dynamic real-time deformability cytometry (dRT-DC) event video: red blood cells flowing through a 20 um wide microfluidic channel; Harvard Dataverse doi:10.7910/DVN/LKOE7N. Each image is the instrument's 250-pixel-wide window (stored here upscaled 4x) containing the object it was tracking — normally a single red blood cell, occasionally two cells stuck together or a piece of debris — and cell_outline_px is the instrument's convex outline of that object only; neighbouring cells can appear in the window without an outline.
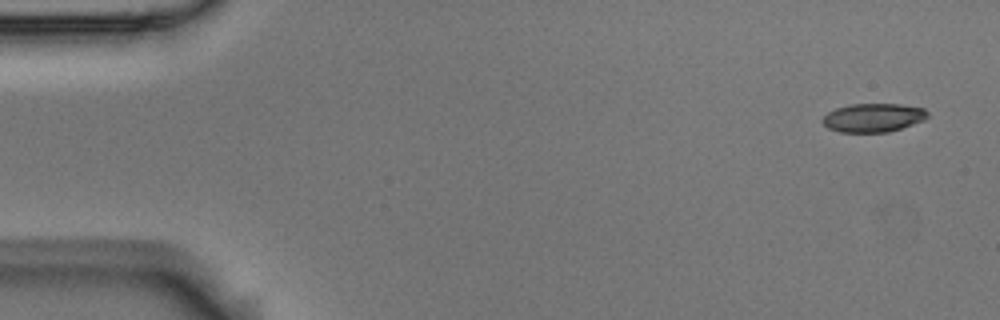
{"species": "Egyptian fruit bat (a non-hibernating species)", "species_latin": "Rousettus aegyptiacus", "temperature_condition": "room temperature", "stored_images_in_passage": 4, "camera_frame_rate_fps": 3000, "um_per_image_px": 0.085, "animal": {"sex": "male"}, "frame": {"image": 1, "passage_image": 1, "time_ms": 0.0, "image_size_px": [1000, 320], "cell_outline_px": [[928, 116], [924, 120], [888, 132], [840, 132], [828, 128], [820, 120], [828, 112], [836, 108], [848, 104], [900, 104], [924, 108], [928, 112]], "centroid_in_image_um": [74.2, 9.99], "position_along_channel_um": 10.8, "area_um2": 17.51}}
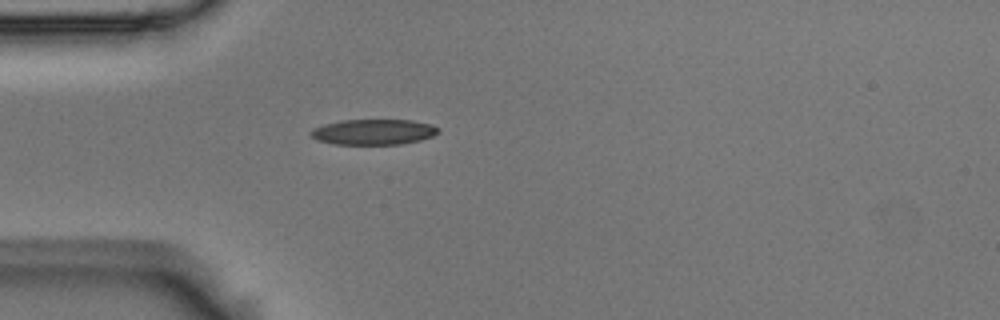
{"frame": {"image": 2, "passage_image": 4, "time_ms": 1.0, "image_size_px": [1000, 320], "cell_outline_px": [[440, 132], [432, 136], [420, 140], [400, 144], [332, 144], [316, 140], [308, 132], [312, 128], [324, 124], [344, 120], [412, 120], [432, 124], [440, 128]], "centroid_in_image_um": [31.75, 11.21], "position_along_channel_um": 53.3, "area_um2": 19.07}}